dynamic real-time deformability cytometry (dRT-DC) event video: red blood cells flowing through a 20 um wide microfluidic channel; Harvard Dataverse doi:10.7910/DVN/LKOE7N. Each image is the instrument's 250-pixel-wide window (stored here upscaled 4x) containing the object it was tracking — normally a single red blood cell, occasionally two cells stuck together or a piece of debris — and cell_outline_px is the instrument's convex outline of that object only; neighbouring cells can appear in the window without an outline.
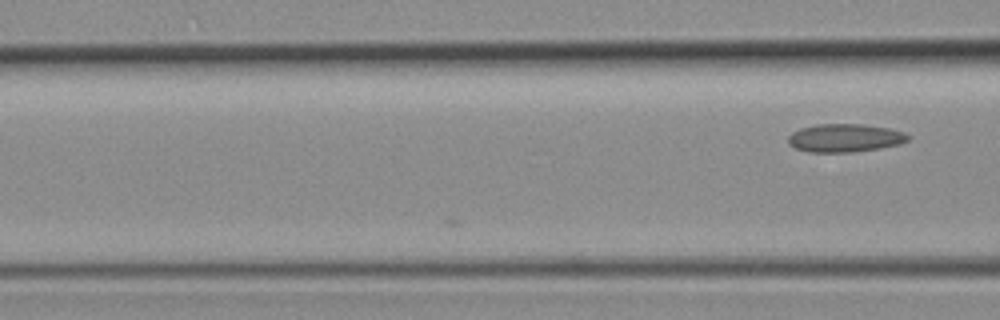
{"species": "common noctule bat (a hibernating species)", "species_latin": "Nyctalus noctula", "temperature_condition": "room temperature", "stored_images_in_passage": 3, "camera_frame_rate_fps": 3000, "um_per_image_px": 0.085, "animal": {"sex": "female", "body_mass_g": 19.3, "forearm_length_mm": 54.1}, "frame": {"image": 1, "passage_image": 3, "time_ms": 0.667, "image_size_px": [1000, 320], "cell_outline_px": [[908, 140], [900, 144], [880, 148], [852, 152], [808, 152], [796, 148], [788, 144], [788, 136], [792, 132], [800, 128], [816, 124], [864, 124], [888, 128], [904, 132], [908, 136]], "centroid_in_image_um": [71.79, 11.72], "position_along_channel_um": 94.8, "area_um2": 19.71}}